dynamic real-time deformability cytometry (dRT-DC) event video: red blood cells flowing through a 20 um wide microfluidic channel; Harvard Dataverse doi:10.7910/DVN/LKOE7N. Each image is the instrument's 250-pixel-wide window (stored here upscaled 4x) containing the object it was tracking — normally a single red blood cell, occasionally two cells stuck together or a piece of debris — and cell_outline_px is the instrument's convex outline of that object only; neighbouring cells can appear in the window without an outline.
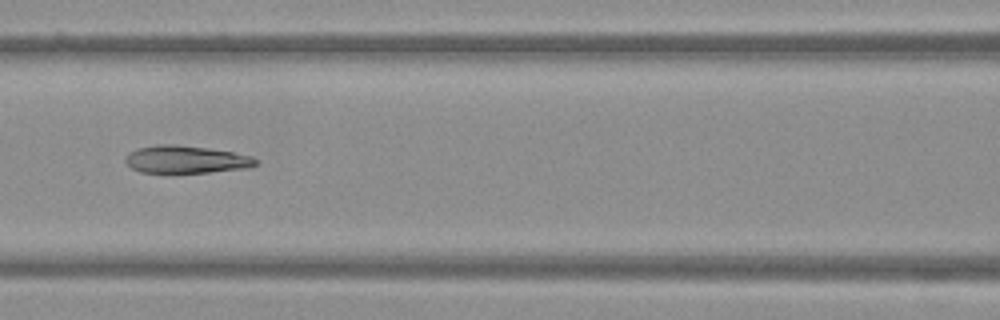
{"species": "Egyptian fruit bat (a non-hibernating species)", "species_latin": "Rousettus aegyptiacus", "temperature_condition": "warm", "stored_images_in_passage": 49, "camera_frame_rate_fps": 3000, "um_per_image_px": 0.085, "frame": {"image": 1, "passage_image": 23, "time_ms": 7.333, "image_size_px": [1000, 320], "cell_outline_px": [[256, 164], [244, 168], [208, 172], [140, 172], [132, 168], [124, 160], [124, 156], [128, 152], [140, 148], [156, 144], [168, 144], [208, 148], [232, 152], [252, 156], [256, 160]], "centroid_in_image_um": [15.75, 13.54], "position_along_channel_um": 150.9, "area_um2": 20.58}}
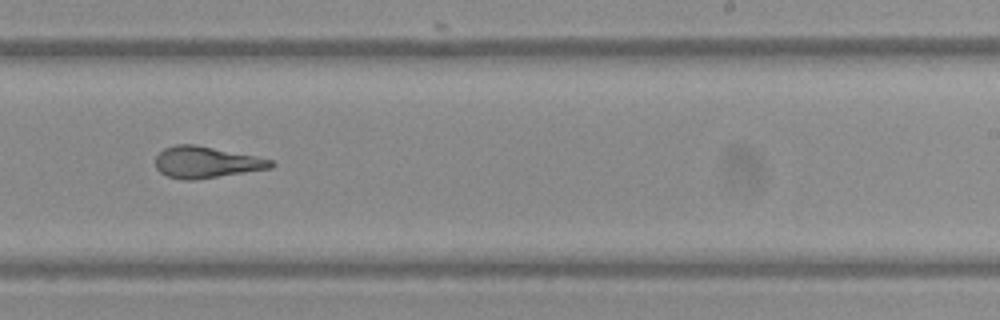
{"frame": {"image": 2, "passage_image": 32, "time_ms": 10.333, "image_size_px": [1000, 320], "cell_outline_px": [[276, 164], [272, 168], [196, 180], [184, 180], [168, 176], [160, 172], [156, 168], [156, 156], [164, 148], [176, 144], [196, 144], [256, 156], [272, 160]], "centroid_in_image_um": [17.54, 13.79], "position_along_channel_um": 271.5, "area_um2": 21.27}}
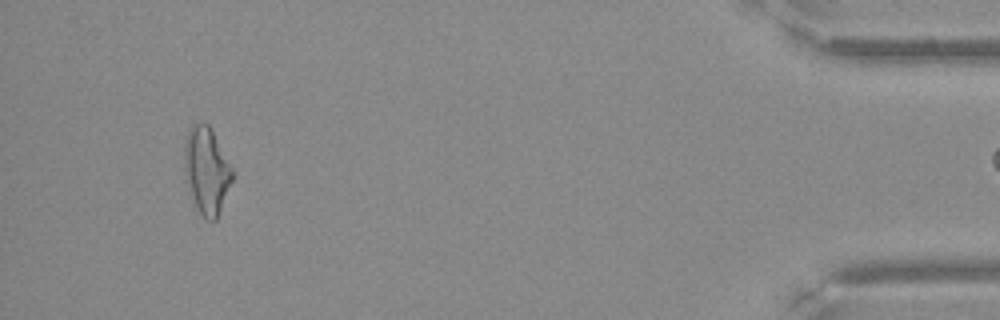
{"frame": {"image": 3, "passage_image": 48, "time_ms": 15.667, "image_size_px": [1000, 320], "cell_outline_px": [[232, 180], [216, 220], [204, 220], [196, 208], [192, 196], [184, 168], [184, 144], [188, 128], [192, 124], [200, 120], [208, 124], [232, 168]], "centroid_in_image_um": [17.53, 14.46], "position_along_channel_um": 417.7, "area_um2": 23.93}}